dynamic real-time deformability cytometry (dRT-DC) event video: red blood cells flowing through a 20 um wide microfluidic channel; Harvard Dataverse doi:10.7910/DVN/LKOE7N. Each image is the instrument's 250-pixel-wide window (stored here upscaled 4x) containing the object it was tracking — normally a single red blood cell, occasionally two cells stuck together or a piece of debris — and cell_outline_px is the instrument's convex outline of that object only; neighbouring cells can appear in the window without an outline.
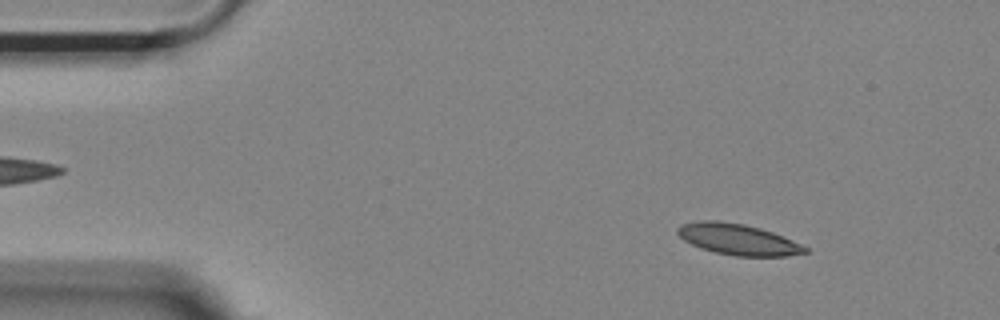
{"species": "Egyptian fruit bat (a non-hibernating species)", "species_latin": "Rousettus aegyptiacus", "temperature_condition": "room temperature", "stored_images_in_passage": 53, "camera_frame_rate_fps": 3000, "um_per_image_px": 0.085, "animal": {"sex": "female"}, "frame": {"image": 1, "passage_image": 6, "time_ms": 1.667, "image_size_px": [1000, 320], "cell_outline_px": [[808, 252], [788, 256], [736, 256], [716, 252], [700, 248], [684, 240], [676, 232], [676, 228], [680, 224], [700, 220], [716, 220], [744, 224], [760, 228], [772, 232], [792, 240], [808, 248]], "centroid_in_image_um": [62.7, 20.34], "position_along_channel_um": 22.3, "area_um2": 23.0}}
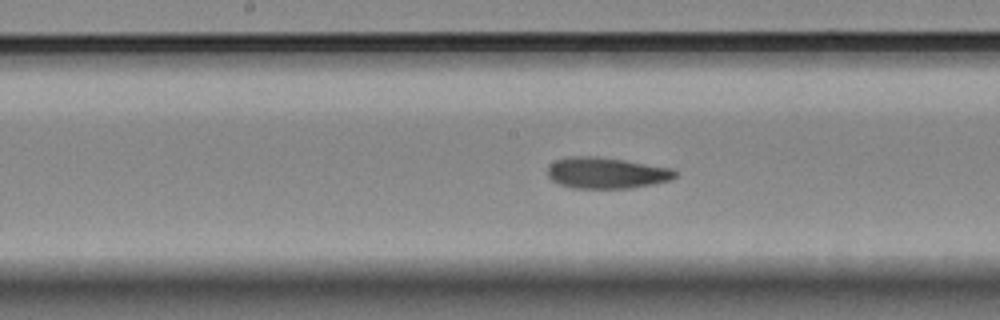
{"frame": {"image": 2, "passage_image": 26, "time_ms": 8.333, "image_size_px": [1000, 320], "cell_outline_px": [[676, 176], [672, 180], [632, 188], [572, 188], [560, 184], [552, 180], [548, 176], [548, 164], [556, 160], [568, 156], [596, 156], [624, 160], [672, 168], [676, 172]], "centroid_in_image_um": [51.53, 14.69], "position_along_channel_um": 196.7, "area_um2": 23.24}}
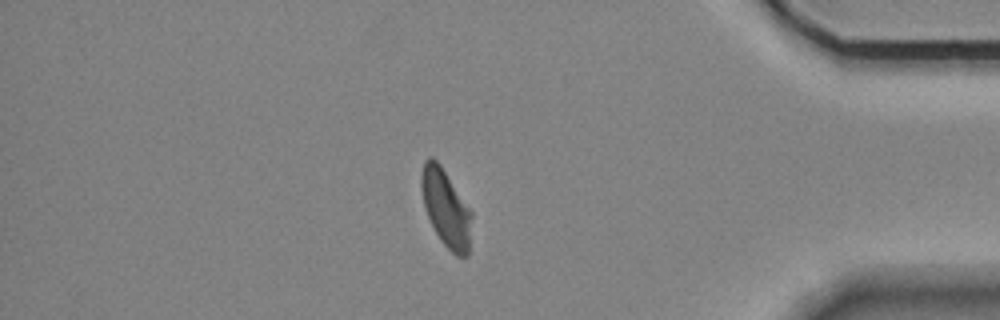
{"frame": {"image": 3, "passage_image": 45, "time_ms": 14.667, "image_size_px": [1000, 320], "cell_outline_px": [[472, 216], [468, 256], [456, 256], [440, 240], [424, 208], [420, 188], [420, 176], [424, 160], [428, 156], [432, 156], [440, 164], [472, 212]], "centroid_in_image_um": [37.88, 17.66], "position_along_channel_um": 397.3, "area_um2": 22.66}, "authors_computed_cell_mechanics": {"area_um2": 23.2356, "velocity_mm_per_s": 3.6917, "shape_relaxation_time_tau1_ms": 4.8329, "shape_relaxation_time_tau2_ms": 1.4062, "deformation_change_tau1": 0.1332, "deformation_change_tau2": 0.0632}}